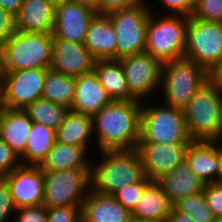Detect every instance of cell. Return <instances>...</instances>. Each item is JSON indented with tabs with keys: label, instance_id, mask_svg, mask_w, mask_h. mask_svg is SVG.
<instances>
[{
	"label": "cell",
	"instance_id": "4fadbf2b",
	"mask_svg": "<svg viewBox=\"0 0 222 222\" xmlns=\"http://www.w3.org/2000/svg\"><path fill=\"white\" fill-rule=\"evenodd\" d=\"M3 178L17 209L43 204L44 176L40 165L21 164Z\"/></svg>",
	"mask_w": 222,
	"mask_h": 222
},
{
	"label": "cell",
	"instance_id": "8fae6325",
	"mask_svg": "<svg viewBox=\"0 0 222 222\" xmlns=\"http://www.w3.org/2000/svg\"><path fill=\"white\" fill-rule=\"evenodd\" d=\"M47 71L43 68L0 71L1 107L24 110L42 98Z\"/></svg>",
	"mask_w": 222,
	"mask_h": 222
},
{
	"label": "cell",
	"instance_id": "cb8c5ba5",
	"mask_svg": "<svg viewBox=\"0 0 222 222\" xmlns=\"http://www.w3.org/2000/svg\"><path fill=\"white\" fill-rule=\"evenodd\" d=\"M93 119L91 116L69 110L64 121L55 131L56 142L66 145L82 146L88 152L92 147Z\"/></svg>",
	"mask_w": 222,
	"mask_h": 222
},
{
	"label": "cell",
	"instance_id": "7dc6e473",
	"mask_svg": "<svg viewBox=\"0 0 222 222\" xmlns=\"http://www.w3.org/2000/svg\"><path fill=\"white\" fill-rule=\"evenodd\" d=\"M125 222H146V221H144L140 217H136L131 214Z\"/></svg>",
	"mask_w": 222,
	"mask_h": 222
},
{
	"label": "cell",
	"instance_id": "30bf717a",
	"mask_svg": "<svg viewBox=\"0 0 222 222\" xmlns=\"http://www.w3.org/2000/svg\"><path fill=\"white\" fill-rule=\"evenodd\" d=\"M184 58L209 73L222 58V23L188 16Z\"/></svg>",
	"mask_w": 222,
	"mask_h": 222
},
{
	"label": "cell",
	"instance_id": "9a60e30c",
	"mask_svg": "<svg viewBox=\"0 0 222 222\" xmlns=\"http://www.w3.org/2000/svg\"><path fill=\"white\" fill-rule=\"evenodd\" d=\"M190 143H138L136 150L142 161L145 175L157 180L185 160Z\"/></svg>",
	"mask_w": 222,
	"mask_h": 222
},
{
	"label": "cell",
	"instance_id": "1f68e13d",
	"mask_svg": "<svg viewBox=\"0 0 222 222\" xmlns=\"http://www.w3.org/2000/svg\"><path fill=\"white\" fill-rule=\"evenodd\" d=\"M152 180L145 177L142 181L128 184L116 191L112 196L130 212L134 210L140 201L144 189Z\"/></svg>",
	"mask_w": 222,
	"mask_h": 222
},
{
	"label": "cell",
	"instance_id": "83f0119b",
	"mask_svg": "<svg viewBox=\"0 0 222 222\" xmlns=\"http://www.w3.org/2000/svg\"><path fill=\"white\" fill-rule=\"evenodd\" d=\"M56 141L55 130L32 121L27 147L20 156L24 165H41Z\"/></svg>",
	"mask_w": 222,
	"mask_h": 222
},
{
	"label": "cell",
	"instance_id": "f546056e",
	"mask_svg": "<svg viewBox=\"0 0 222 222\" xmlns=\"http://www.w3.org/2000/svg\"><path fill=\"white\" fill-rule=\"evenodd\" d=\"M69 110L66 106L53 103L43 97L37 99L24 109L33 122L43 124L55 131L64 121Z\"/></svg>",
	"mask_w": 222,
	"mask_h": 222
},
{
	"label": "cell",
	"instance_id": "f907efd6",
	"mask_svg": "<svg viewBox=\"0 0 222 222\" xmlns=\"http://www.w3.org/2000/svg\"><path fill=\"white\" fill-rule=\"evenodd\" d=\"M0 108H1V77H0Z\"/></svg>",
	"mask_w": 222,
	"mask_h": 222
},
{
	"label": "cell",
	"instance_id": "52a82bcc",
	"mask_svg": "<svg viewBox=\"0 0 222 222\" xmlns=\"http://www.w3.org/2000/svg\"><path fill=\"white\" fill-rule=\"evenodd\" d=\"M145 102V100L142 102L138 143L192 142L187 131L183 110L163 105V103L155 105L154 101H151V104L150 101Z\"/></svg>",
	"mask_w": 222,
	"mask_h": 222
},
{
	"label": "cell",
	"instance_id": "7402d4cb",
	"mask_svg": "<svg viewBox=\"0 0 222 222\" xmlns=\"http://www.w3.org/2000/svg\"><path fill=\"white\" fill-rule=\"evenodd\" d=\"M32 120L22 109L0 108V138L20 157L27 147Z\"/></svg>",
	"mask_w": 222,
	"mask_h": 222
},
{
	"label": "cell",
	"instance_id": "484cf974",
	"mask_svg": "<svg viewBox=\"0 0 222 222\" xmlns=\"http://www.w3.org/2000/svg\"><path fill=\"white\" fill-rule=\"evenodd\" d=\"M87 156L88 151L82 146L66 145L55 141L40 167L45 172L91 168V160Z\"/></svg>",
	"mask_w": 222,
	"mask_h": 222
},
{
	"label": "cell",
	"instance_id": "d4e9b609",
	"mask_svg": "<svg viewBox=\"0 0 222 222\" xmlns=\"http://www.w3.org/2000/svg\"><path fill=\"white\" fill-rule=\"evenodd\" d=\"M173 204L163 192L161 185L152 180L144 189L137 206L131 212L146 222H166Z\"/></svg>",
	"mask_w": 222,
	"mask_h": 222
},
{
	"label": "cell",
	"instance_id": "7c38bea8",
	"mask_svg": "<svg viewBox=\"0 0 222 222\" xmlns=\"http://www.w3.org/2000/svg\"><path fill=\"white\" fill-rule=\"evenodd\" d=\"M119 60L129 88V101L143 102L144 98L145 101L147 98L151 100V96L160 90L162 63L146 52Z\"/></svg>",
	"mask_w": 222,
	"mask_h": 222
},
{
	"label": "cell",
	"instance_id": "44dd1931",
	"mask_svg": "<svg viewBox=\"0 0 222 222\" xmlns=\"http://www.w3.org/2000/svg\"><path fill=\"white\" fill-rule=\"evenodd\" d=\"M130 215L131 212L112 195H103L92 190L81 207L84 222H125Z\"/></svg>",
	"mask_w": 222,
	"mask_h": 222
},
{
	"label": "cell",
	"instance_id": "9c48e42d",
	"mask_svg": "<svg viewBox=\"0 0 222 222\" xmlns=\"http://www.w3.org/2000/svg\"><path fill=\"white\" fill-rule=\"evenodd\" d=\"M148 0L109 14L117 39V59L145 51L150 16Z\"/></svg>",
	"mask_w": 222,
	"mask_h": 222
},
{
	"label": "cell",
	"instance_id": "f6af8a7d",
	"mask_svg": "<svg viewBox=\"0 0 222 222\" xmlns=\"http://www.w3.org/2000/svg\"><path fill=\"white\" fill-rule=\"evenodd\" d=\"M69 1L86 5L88 7H91L92 9H94L97 12L98 0H69Z\"/></svg>",
	"mask_w": 222,
	"mask_h": 222
},
{
	"label": "cell",
	"instance_id": "74e56055",
	"mask_svg": "<svg viewBox=\"0 0 222 222\" xmlns=\"http://www.w3.org/2000/svg\"><path fill=\"white\" fill-rule=\"evenodd\" d=\"M13 222H47V207L42 204L16 209Z\"/></svg>",
	"mask_w": 222,
	"mask_h": 222
},
{
	"label": "cell",
	"instance_id": "8992f818",
	"mask_svg": "<svg viewBox=\"0 0 222 222\" xmlns=\"http://www.w3.org/2000/svg\"><path fill=\"white\" fill-rule=\"evenodd\" d=\"M208 80V72L186 58L162 63L160 86L162 97H164L162 103L184 110L196 92Z\"/></svg>",
	"mask_w": 222,
	"mask_h": 222
},
{
	"label": "cell",
	"instance_id": "5bb4252c",
	"mask_svg": "<svg viewBox=\"0 0 222 222\" xmlns=\"http://www.w3.org/2000/svg\"><path fill=\"white\" fill-rule=\"evenodd\" d=\"M96 15L91 7L72 1L55 5L53 37L84 44L89 25Z\"/></svg>",
	"mask_w": 222,
	"mask_h": 222
},
{
	"label": "cell",
	"instance_id": "7bdbcfd3",
	"mask_svg": "<svg viewBox=\"0 0 222 222\" xmlns=\"http://www.w3.org/2000/svg\"><path fill=\"white\" fill-rule=\"evenodd\" d=\"M208 74L209 80L222 89V58Z\"/></svg>",
	"mask_w": 222,
	"mask_h": 222
},
{
	"label": "cell",
	"instance_id": "277c9868",
	"mask_svg": "<svg viewBox=\"0 0 222 222\" xmlns=\"http://www.w3.org/2000/svg\"><path fill=\"white\" fill-rule=\"evenodd\" d=\"M52 52V33H26L16 30L1 45L0 71L49 69Z\"/></svg>",
	"mask_w": 222,
	"mask_h": 222
},
{
	"label": "cell",
	"instance_id": "ac0fdd59",
	"mask_svg": "<svg viewBox=\"0 0 222 222\" xmlns=\"http://www.w3.org/2000/svg\"><path fill=\"white\" fill-rule=\"evenodd\" d=\"M185 160L196 177L205 185L219 183L218 141H192L186 150Z\"/></svg>",
	"mask_w": 222,
	"mask_h": 222
},
{
	"label": "cell",
	"instance_id": "ffe728a7",
	"mask_svg": "<svg viewBox=\"0 0 222 222\" xmlns=\"http://www.w3.org/2000/svg\"><path fill=\"white\" fill-rule=\"evenodd\" d=\"M84 46L96 60L117 59V39L108 15H96L89 25Z\"/></svg>",
	"mask_w": 222,
	"mask_h": 222
},
{
	"label": "cell",
	"instance_id": "7a4b0ae2",
	"mask_svg": "<svg viewBox=\"0 0 222 222\" xmlns=\"http://www.w3.org/2000/svg\"><path fill=\"white\" fill-rule=\"evenodd\" d=\"M100 161H91V190L113 195L128 184L142 181L146 175L139 153L132 150H103Z\"/></svg>",
	"mask_w": 222,
	"mask_h": 222
},
{
	"label": "cell",
	"instance_id": "8d00e7d4",
	"mask_svg": "<svg viewBox=\"0 0 222 222\" xmlns=\"http://www.w3.org/2000/svg\"><path fill=\"white\" fill-rule=\"evenodd\" d=\"M21 164L18 154L0 138V177L8 175Z\"/></svg>",
	"mask_w": 222,
	"mask_h": 222
},
{
	"label": "cell",
	"instance_id": "2e32d148",
	"mask_svg": "<svg viewBox=\"0 0 222 222\" xmlns=\"http://www.w3.org/2000/svg\"><path fill=\"white\" fill-rule=\"evenodd\" d=\"M95 61L84 44L53 37L52 70L78 77L93 71Z\"/></svg>",
	"mask_w": 222,
	"mask_h": 222
},
{
	"label": "cell",
	"instance_id": "ba28073f",
	"mask_svg": "<svg viewBox=\"0 0 222 222\" xmlns=\"http://www.w3.org/2000/svg\"><path fill=\"white\" fill-rule=\"evenodd\" d=\"M43 205L47 208L82 205L91 190V168L45 172Z\"/></svg>",
	"mask_w": 222,
	"mask_h": 222
},
{
	"label": "cell",
	"instance_id": "f1b7e54d",
	"mask_svg": "<svg viewBox=\"0 0 222 222\" xmlns=\"http://www.w3.org/2000/svg\"><path fill=\"white\" fill-rule=\"evenodd\" d=\"M75 95V77L48 69L44 82L43 98L71 109Z\"/></svg>",
	"mask_w": 222,
	"mask_h": 222
},
{
	"label": "cell",
	"instance_id": "d6a6232c",
	"mask_svg": "<svg viewBox=\"0 0 222 222\" xmlns=\"http://www.w3.org/2000/svg\"><path fill=\"white\" fill-rule=\"evenodd\" d=\"M191 17L222 23V0H194Z\"/></svg>",
	"mask_w": 222,
	"mask_h": 222
},
{
	"label": "cell",
	"instance_id": "ab89813d",
	"mask_svg": "<svg viewBox=\"0 0 222 222\" xmlns=\"http://www.w3.org/2000/svg\"><path fill=\"white\" fill-rule=\"evenodd\" d=\"M158 4H161L165 12H169V14H180L191 16L194 9V0H157Z\"/></svg>",
	"mask_w": 222,
	"mask_h": 222
},
{
	"label": "cell",
	"instance_id": "bcb514c9",
	"mask_svg": "<svg viewBox=\"0 0 222 222\" xmlns=\"http://www.w3.org/2000/svg\"><path fill=\"white\" fill-rule=\"evenodd\" d=\"M222 139L218 140V157L220 160L219 183H222Z\"/></svg>",
	"mask_w": 222,
	"mask_h": 222
},
{
	"label": "cell",
	"instance_id": "f35d334b",
	"mask_svg": "<svg viewBox=\"0 0 222 222\" xmlns=\"http://www.w3.org/2000/svg\"><path fill=\"white\" fill-rule=\"evenodd\" d=\"M145 0H98L97 14L109 15L116 11L138 5Z\"/></svg>",
	"mask_w": 222,
	"mask_h": 222
},
{
	"label": "cell",
	"instance_id": "e575fe53",
	"mask_svg": "<svg viewBox=\"0 0 222 222\" xmlns=\"http://www.w3.org/2000/svg\"><path fill=\"white\" fill-rule=\"evenodd\" d=\"M16 209L10 188L6 180L0 177V222H13V218L10 216H14Z\"/></svg>",
	"mask_w": 222,
	"mask_h": 222
},
{
	"label": "cell",
	"instance_id": "6da1fadb",
	"mask_svg": "<svg viewBox=\"0 0 222 222\" xmlns=\"http://www.w3.org/2000/svg\"><path fill=\"white\" fill-rule=\"evenodd\" d=\"M141 108L139 100H113L96 113L92 119L97 151L136 149L140 138Z\"/></svg>",
	"mask_w": 222,
	"mask_h": 222
},
{
	"label": "cell",
	"instance_id": "4dcf8cb0",
	"mask_svg": "<svg viewBox=\"0 0 222 222\" xmlns=\"http://www.w3.org/2000/svg\"><path fill=\"white\" fill-rule=\"evenodd\" d=\"M173 207L189 216L194 222H214V215L206 203L204 192L179 199Z\"/></svg>",
	"mask_w": 222,
	"mask_h": 222
},
{
	"label": "cell",
	"instance_id": "816d5d0a",
	"mask_svg": "<svg viewBox=\"0 0 222 222\" xmlns=\"http://www.w3.org/2000/svg\"><path fill=\"white\" fill-rule=\"evenodd\" d=\"M0 63H1V44H0Z\"/></svg>",
	"mask_w": 222,
	"mask_h": 222
},
{
	"label": "cell",
	"instance_id": "b9f144b4",
	"mask_svg": "<svg viewBox=\"0 0 222 222\" xmlns=\"http://www.w3.org/2000/svg\"><path fill=\"white\" fill-rule=\"evenodd\" d=\"M23 1L24 0H0V7L16 17Z\"/></svg>",
	"mask_w": 222,
	"mask_h": 222
},
{
	"label": "cell",
	"instance_id": "681fc988",
	"mask_svg": "<svg viewBox=\"0 0 222 222\" xmlns=\"http://www.w3.org/2000/svg\"><path fill=\"white\" fill-rule=\"evenodd\" d=\"M214 222H222V217H216V218L214 219Z\"/></svg>",
	"mask_w": 222,
	"mask_h": 222
},
{
	"label": "cell",
	"instance_id": "60d3db41",
	"mask_svg": "<svg viewBox=\"0 0 222 222\" xmlns=\"http://www.w3.org/2000/svg\"><path fill=\"white\" fill-rule=\"evenodd\" d=\"M15 31V16L0 7V44L2 45Z\"/></svg>",
	"mask_w": 222,
	"mask_h": 222
},
{
	"label": "cell",
	"instance_id": "836d02e7",
	"mask_svg": "<svg viewBox=\"0 0 222 222\" xmlns=\"http://www.w3.org/2000/svg\"><path fill=\"white\" fill-rule=\"evenodd\" d=\"M82 205L47 208V222H80Z\"/></svg>",
	"mask_w": 222,
	"mask_h": 222
},
{
	"label": "cell",
	"instance_id": "c3c4849f",
	"mask_svg": "<svg viewBox=\"0 0 222 222\" xmlns=\"http://www.w3.org/2000/svg\"><path fill=\"white\" fill-rule=\"evenodd\" d=\"M50 1H52L55 5H58L60 3H64V2L69 1V0H50Z\"/></svg>",
	"mask_w": 222,
	"mask_h": 222
},
{
	"label": "cell",
	"instance_id": "e0dca14e",
	"mask_svg": "<svg viewBox=\"0 0 222 222\" xmlns=\"http://www.w3.org/2000/svg\"><path fill=\"white\" fill-rule=\"evenodd\" d=\"M112 101L94 70L75 77V95L70 110L93 117Z\"/></svg>",
	"mask_w": 222,
	"mask_h": 222
},
{
	"label": "cell",
	"instance_id": "d590c367",
	"mask_svg": "<svg viewBox=\"0 0 222 222\" xmlns=\"http://www.w3.org/2000/svg\"><path fill=\"white\" fill-rule=\"evenodd\" d=\"M208 207L214 217H222V183L206 184L203 189Z\"/></svg>",
	"mask_w": 222,
	"mask_h": 222
},
{
	"label": "cell",
	"instance_id": "ee69618b",
	"mask_svg": "<svg viewBox=\"0 0 222 222\" xmlns=\"http://www.w3.org/2000/svg\"><path fill=\"white\" fill-rule=\"evenodd\" d=\"M166 222H194L189 216L172 207Z\"/></svg>",
	"mask_w": 222,
	"mask_h": 222
},
{
	"label": "cell",
	"instance_id": "4316f807",
	"mask_svg": "<svg viewBox=\"0 0 222 222\" xmlns=\"http://www.w3.org/2000/svg\"><path fill=\"white\" fill-rule=\"evenodd\" d=\"M93 70L112 100L129 101V88L119 59L96 60Z\"/></svg>",
	"mask_w": 222,
	"mask_h": 222
},
{
	"label": "cell",
	"instance_id": "d6986e66",
	"mask_svg": "<svg viewBox=\"0 0 222 222\" xmlns=\"http://www.w3.org/2000/svg\"><path fill=\"white\" fill-rule=\"evenodd\" d=\"M16 18V30L26 33H53L55 4L50 0H24Z\"/></svg>",
	"mask_w": 222,
	"mask_h": 222
},
{
	"label": "cell",
	"instance_id": "603a6c76",
	"mask_svg": "<svg viewBox=\"0 0 222 222\" xmlns=\"http://www.w3.org/2000/svg\"><path fill=\"white\" fill-rule=\"evenodd\" d=\"M156 181L161 185L163 192L172 204L183 197L203 191L205 186L196 177L186 160Z\"/></svg>",
	"mask_w": 222,
	"mask_h": 222
},
{
	"label": "cell",
	"instance_id": "3957f363",
	"mask_svg": "<svg viewBox=\"0 0 222 222\" xmlns=\"http://www.w3.org/2000/svg\"><path fill=\"white\" fill-rule=\"evenodd\" d=\"M183 112L192 141L222 139V89L210 80L200 87Z\"/></svg>",
	"mask_w": 222,
	"mask_h": 222
},
{
	"label": "cell",
	"instance_id": "5b68a950",
	"mask_svg": "<svg viewBox=\"0 0 222 222\" xmlns=\"http://www.w3.org/2000/svg\"><path fill=\"white\" fill-rule=\"evenodd\" d=\"M145 51L161 63L184 58L188 16L167 14L158 17L150 7Z\"/></svg>",
	"mask_w": 222,
	"mask_h": 222
}]
</instances>
